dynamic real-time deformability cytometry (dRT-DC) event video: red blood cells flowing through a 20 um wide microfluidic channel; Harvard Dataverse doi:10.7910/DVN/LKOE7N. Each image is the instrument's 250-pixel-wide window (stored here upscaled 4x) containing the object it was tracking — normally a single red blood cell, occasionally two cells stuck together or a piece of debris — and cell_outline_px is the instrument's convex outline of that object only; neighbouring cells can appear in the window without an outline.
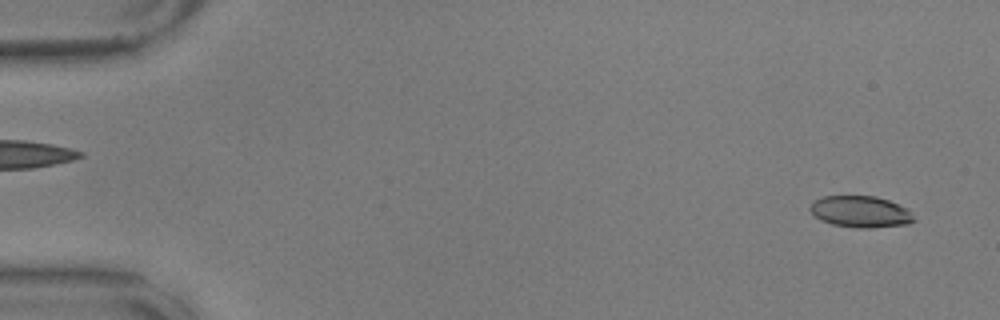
{"species": "common noctule bat (a hibernating species)", "species_latin": "Nyctalus noctula", "temperature_condition": "warm", "stored_images_in_passage": 17, "camera_frame_rate_fps": 3000, "um_per_image_px": 0.085, "animal": {"sex": "male", "body_mass_g": 17.9, "forearm_length_mm": 54.2}, "frame": {"image": 1, "passage_image": 3, "time_ms": 0.667, "image_size_px": [1000, 320], "cell_outline_px": [[916, 220], [908, 224], [872, 228], [856, 228], [832, 224], [820, 220], [808, 208], [812, 200], [824, 196], [876, 196], [888, 200], [908, 208], [912, 212]], "centroid_in_image_um": [73.16, 17.99], "position_along_channel_um": 11.8, "area_um2": 19.31}}
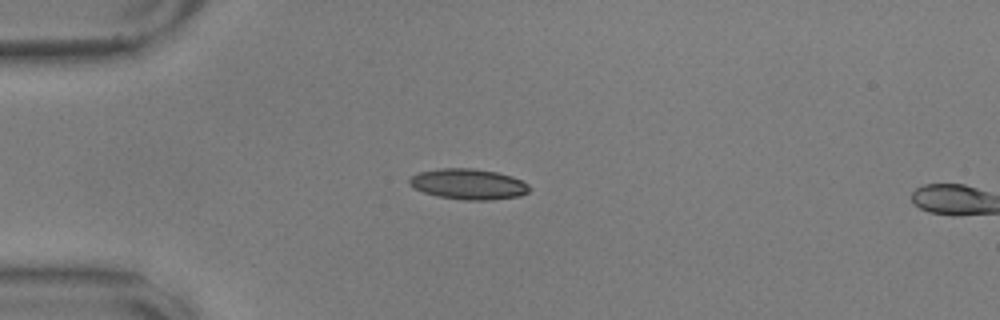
{"frame": {"image": 2, "passage_image": 15, "time_ms": 4.667, "image_size_px": [1000, 320], "cell_outline_px": [[532, 188], [528, 192], [520, 196], [492, 200], [464, 200], [436, 196], [424, 192], [408, 184], [408, 176], [420, 172], [440, 168], [472, 168], [496, 172], [512, 176], [528, 184]], "centroid_in_image_um": [39.81, 15.65], "position_along_channel_um": 45.2, "area_um2": 21.56}}